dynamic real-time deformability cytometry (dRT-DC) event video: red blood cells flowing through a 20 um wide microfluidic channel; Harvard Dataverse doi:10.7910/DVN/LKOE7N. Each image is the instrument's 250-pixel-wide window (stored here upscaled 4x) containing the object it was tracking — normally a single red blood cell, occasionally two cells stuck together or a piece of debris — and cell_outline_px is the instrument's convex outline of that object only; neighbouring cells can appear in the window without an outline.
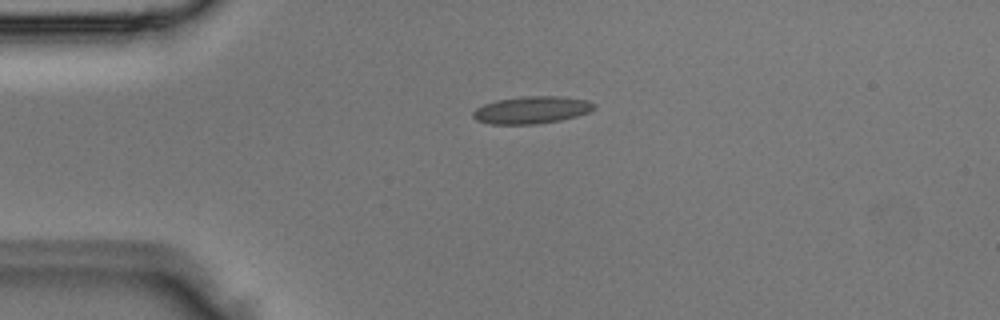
{"species": "Egyptian fruit bat (a non-hibernating species)", "species_latin": "Rousettus aegyptiacus", "temperature_condition": "room temperature", "stored_images_in_passage": 3, "camera_frame_rate_fps": 3000, "um_per_image_px": 0.085, "animal": {"sex": "male"}, "frame": {"image": 1, "passage_image": 3, "time_ms": 0.667, "image_size_px": [1000, 320], "cell_outline_px": [[596, 108], [588, 112], [576, 116], [560, 120], [536, 124], [488, 124], [476, 120], [472, 116], [472, 112], [476, 108], [484, 104], [496, 100], [524, 96], [560, 96], [588, 100], [596, 104]], "centroid_in_image_um": [45.18, 9.34], "position_along_channel_um": 39.8, "area_um2": 19.36}}